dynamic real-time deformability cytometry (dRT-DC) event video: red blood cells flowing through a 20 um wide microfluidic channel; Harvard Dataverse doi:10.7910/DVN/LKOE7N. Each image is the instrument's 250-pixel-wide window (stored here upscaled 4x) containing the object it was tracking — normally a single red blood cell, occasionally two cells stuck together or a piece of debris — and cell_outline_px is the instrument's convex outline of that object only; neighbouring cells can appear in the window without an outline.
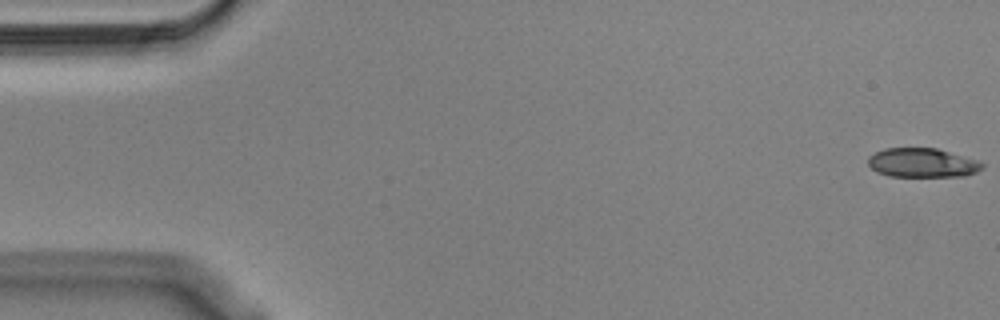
{"species": "Egyptian fruit bat (a non-hibernating species)", "species_latin": "Rousettus aegyptiacus", "temperature_condition": "cold", "stored_images_in_passage": 55, "camera_frame_rate_fps": 3000, "um_per_image_px": 0.085, "animal": {"sex": "male"}, "frame": {"image": 1, "passage_image": 1, "time_ms": 0.0, "image_size_px": [1000, 320], "cell_outline_px": [[984, 168], [976, 172], [964, 176], [888, 176], [876, 172], [868, 164], [868, 156], [884, 148], [936, 148], [976, 160], [984, 164]], "centroid_in_image_um": [78.37, 13.84], "position_along_channel_um": 6.6, "area_um2": 19.31}}
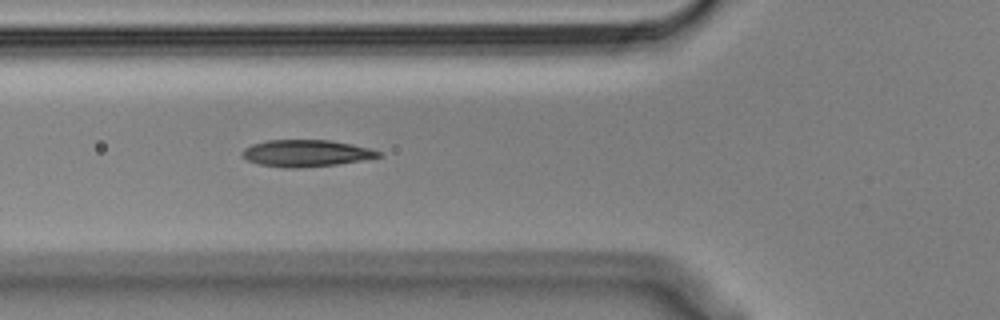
{"frame": {"image": 2, "passage_image": 20, "time_ms": 6.333, "image_size_px": [1000, 320], "cell_outline_px": [[384, 156], [336, 164], [296, 168], [292, 168], [260, 164], [248, 160], [240, 152], [244, 148], [252, 144], [268, 140], [332, 140], [352, 144], [368, 148], [380, 152]], "centroid_in_image_um": [26.02, 13.01], "position_along_channel_um": 99.8, "area_um2": 20.98}}
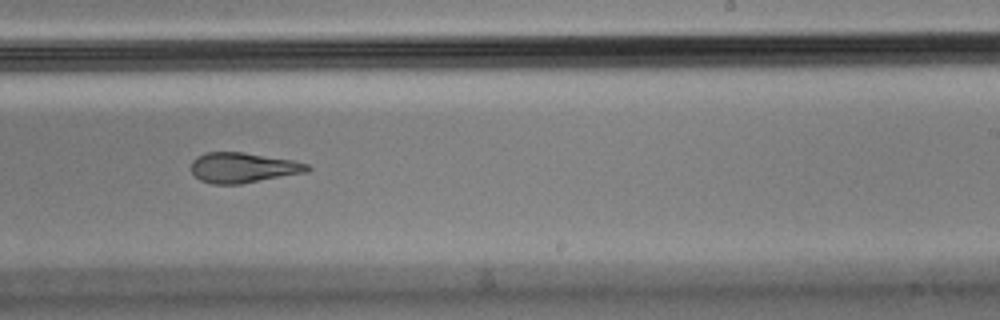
{"frame": {"image": 3, "passage_image": 34, "time_ms": 11.0, "image_size_px": [1000, 320], "cell_outline_px": [[312, 168], [308, 172], [240, 184], [212, 184], [200, 180], [192, 172], [192, 160], [196, 156], [204, 152], [244, 152], [292, 160], [308, 164]], "centroid_in_image_um": [20.66, 14.25], "position_along_channel_um": 268.3, "area_um2": 20.52}, "authors_computed_cell_mechanics": {"area_um2": 20.9236, "velocity_mm_per_s": 3.6054, "shape_relaxation_time_tau1_ms": 5.547, "shape_relaxation_time_tau2_ms": 3.415, "deformation_change_tau1": 0.1815, "deformation_change_tau2": 0.132}}